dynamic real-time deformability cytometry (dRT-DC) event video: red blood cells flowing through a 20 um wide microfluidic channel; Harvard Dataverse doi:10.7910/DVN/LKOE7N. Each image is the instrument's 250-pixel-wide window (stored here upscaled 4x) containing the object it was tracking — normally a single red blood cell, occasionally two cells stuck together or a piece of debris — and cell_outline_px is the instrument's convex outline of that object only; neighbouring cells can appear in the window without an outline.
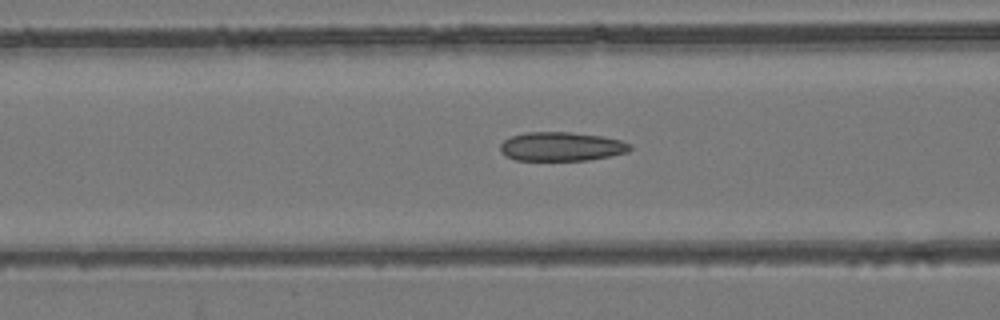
{"species": "common noctule bat (a hibernating species)", "species_latin": "Nyctalus noctula", "temperature_condition": "room temperature", "stored_images_in_passage": 39, "camera_frame_rate_fps": 3000, "um_per_image_px": 0.085, "animal": {"sex": "female", "body_mass_g": 24.6, "forearm_length_mm": 56.2}, "frame": {"image": 1, "passage_image": 7, "time_ms": 2.0, "image_size_px": [1000, 320], "cell_outline_px": [[632, 148], [628, 152], [588, 160], [516, 160], [504, 156], [500, 152], [500, 144], [504, 140], [512, 136], [524, 132], [568, 132], [604, 136], [620, 140], [632, 144]], "centroid_in_image_um": [47.71, 12.45], "position_along_channel_um": 118.9, "area_um2": 22.02}}
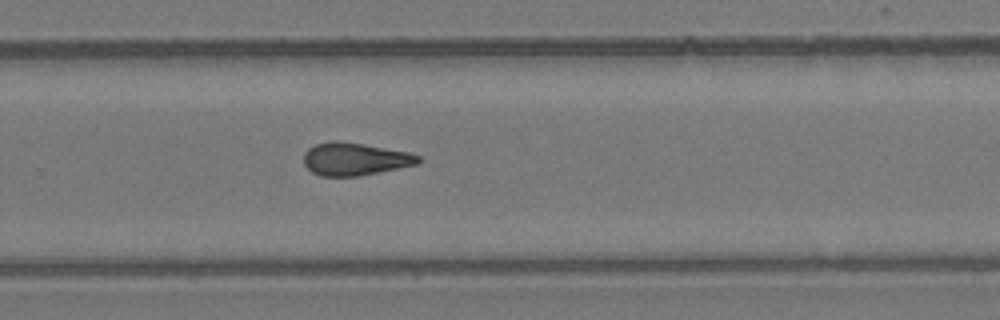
{"frame": {"image": 2, "passage_image": 21, "time_ms": 6.667, "image_size_px": [1000, 320], "cell_outline_px": [[420, 160], [416, 164], [400, 168], [356, 176], [320, 176], [312, 172], [304, 164], [304, 152], [308, 148], [316, 144], [328, 140], [336, 140], [364, 144], [408, 152], [420, 156]], "centroid_in_image_um": [30.13, 13.51], "position_along_channel_um": 299.7, "area_um2": 21.79}}
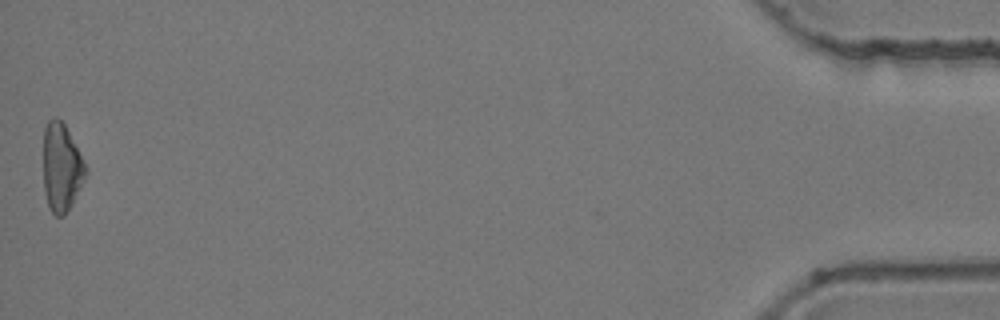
{"frame": {"image": 3, "passage_image": 39, "time_ms": 12.667, "image_size_px": [1000, 320], "cell_outline_px": [[88, 172], [72, 204], [64, 216], [56, 216], [52, 212], [48, 204], [44, 192], [44, 128], [48, 120], [52, 116], [56, 116], [64, 124], [84, 160]], "centroid_in_image_um": [5.23, 14.23], "position_along_channel_um": 430.0, "area_um2": 21.68}, "authors_computed_cell_mechanics": {"area_um2": 21.7328, "velocity_mm_per_s": 3.8787, "shape_relaxation_time_tau1_ms": null, "shape_relaxation_time_tau2_ms": 3.352, "deformation_change_tau1": null, "deformation_change_tau2": 0.1167}}